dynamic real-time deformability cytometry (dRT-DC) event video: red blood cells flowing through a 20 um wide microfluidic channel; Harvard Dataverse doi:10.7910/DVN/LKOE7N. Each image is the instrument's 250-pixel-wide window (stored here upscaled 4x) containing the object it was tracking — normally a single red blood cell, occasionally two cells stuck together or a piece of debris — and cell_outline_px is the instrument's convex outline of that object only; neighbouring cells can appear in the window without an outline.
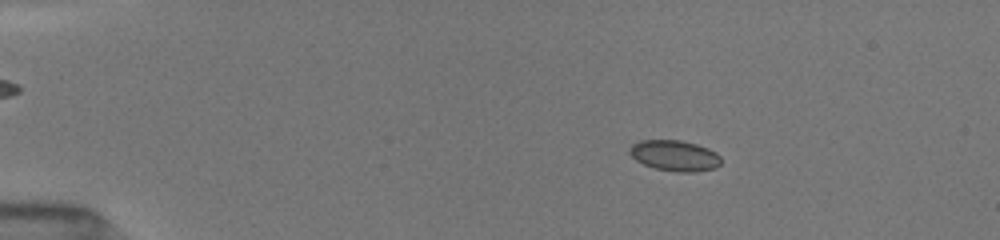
{"species": "common noctule bat (a hibernating species)", "species_latin": "Nyctalus noctula", "temperature_condition": "room temperature", "stored_images_in_passage": 51, "camera_frame_rate_fps": 3000, "um_per_image_px": 0.085, "animal": {"sex": "female", "body_mass_g": 19.5, "forearm_length_mm": 54.1}, "frame": {"image": 1, "passage_image": 9, "time_ms": 2.667, "image_size_px": [1000, 240], "cell_outline_px": [[720, 164], [716, 168], [696, 172], [676, 172], [656, 168], [644, 164], [636, 160], [628, 152], [628, 148], [632, 144], [640, 140], [680, 140], [696, 144], [708, 148], [716, 152], [720, 156]], "centroid_in_image_um": [57.35, 13.22], "position_along_channel_um": 27.7, "area_um2": 16.47}}
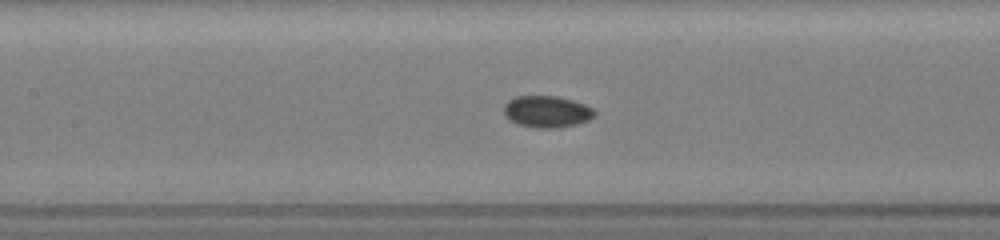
{"frame": {"image": 2, "passage_image": 25, "time_ms": 8.0, "image_size_px": [1000, 240], "cell_outline_px": [[596, 116], [588, 120], [576, 124], [560, 128], [532, 128], [516, 124], [504, 116], [504, 104], [508, 100], [516, 96], [556, 96], [572, 100], [584, 104], [592, 108], [596, 112]], "centroid_in_image_um": [46.46, 9.5], "position_along_channel_um": 160.9, "area_um2": 16.99}}
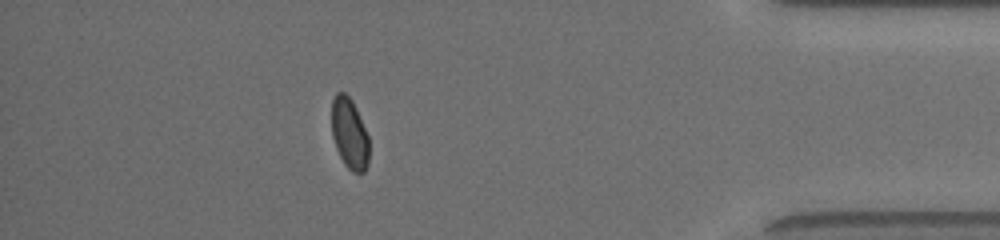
{"frame": {"image": 3, "passage_image": 46, "time_ms": 15.0, "image_size_px": [1000, 240], "cell_outline_px": [[368, 164], [364, 172], [352, 172], [344, 164], [336, 148], [332, 136], [332, 100], [336, 92], [344, 92], [352, 100], [356, 108], [368, 136]], "centroid_in_image_um": [29.69, 11.35], "position_along_channel_um": 405.5, "area_um2": 15.37}, "authors_computed_cell_mechanics": {"area_um2": 16.184, "velocity_mm_per_s": 4.0345, "shape_relaxation_time_tau1_ms": 8.0002, "shape_relaxation_time_tau2_ms": 3.0269, "deformation_change_tau1": 0.123, "deformation_change_tau2": 0.0462}}